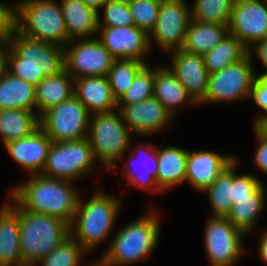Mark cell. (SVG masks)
<instances>
[{
	"label": "cell",
	"instance_id": "ba28073f",
	"mask_svg": "<svg viewBox=\"0 0 267 266\" xmlns=\"http://www.w3.org/2000/svg\"><path fill=\"white\" fill-rule=\"evenodd\" d=\"M90 114L72 95L39 116V127L52 142H67L87 138Z\"/></svg>",
	"mask_w": 267,
	"mask_h": 266
},
{
	"label": "cell",
	"instance_id": "d4e9b609",
	"mask_svg": "<svg viewBox=\"0 0 267 266\" xmlns=\"http://www.w3.org/2000/svg\"><path fill=\"white\" fill-rule=\"evenodd\" d=\"M73 80L64 69L56 75L45 77L35 86L36 109L40 115L74 95Z\"/></svg>",
	"mask_w": 267,
	"mask_h": 266
},
{
	"label": "cell",
	"instance_id": "ffe728a7",
	"mask_svg": "<svg viewBox=\"0 0 267 266\" xmlns=\"http://www.w3.org/2000/svg\"><path fill=\"white\" fill-rule=\"evenodd\" d=\"M74 83V95L90 115L108 113L118 107L107 77H80Z\"/></svg>",
	"mask_w": 267,
	"mask_h": 266
},
{
	"label": "cell",
	"instance_id": "ab89813d",
	"mask_svg": "<svg viewBox=\"0 0 267 266\" xmlns=\"http://www.w3.org/2000/svg\"><path fill=\"white\" fill-rule=\"evenodd\" d=\"M16 31V6H7L0 2V45L10 43Z\"/></svg>",
	"mask_w": 267,
	"mask_h": 266
},
{
	"label": "cell",
	"instance_id": "60d3db41",
	"mask_svg": "<svg viewBox=\"0 0 267 266\" xmlns=\"http://www.w3.org/2000/svg\"><path fill=\"white\" fill-rule=\"evenodd\" d=\"M249 98L267 113V75L256 76Z\"/></svg>",
	"mask_w": 267,
	"mask_h": 266
},
{
	"label": "cell",
	"instance_id": "d6a6232c",
	"mask_svg": "<svg viewBox=\"0 0 267 266\" xmlns=\"http://www.w3.org/2000/svg\"><path fill=\"white\" fill-rule=\"evenodd\" d=\"M235 0H196L191 9L195 21L229 25Z\"/></svg>",
	"mask_w": 267,
	"mask_h": 266
},
{
	"label": "cell",
	"instance_id": "83f0119b",
	"mask_svg": "<svg viewBox=\"0 0 267 266\" xmlns=\"http://www.w3.org/2000/svg\"><path fill=\"white\" fill-rule=\"evenodd\" d=\"M39 128V117L25 109L0 110V135L3 144L22 139Z\"/></svg>",
	"mask_w": 267,
	"mask_h": 266
},
{
	"label": "cell",
	"instance_id": "7402d4cb",
	"mask_svg": "<svg viewBox=\"0 0 267 266\" xmlns=\"http://www.w3.org/2000/svg\"><path fill=\"white\" fill-rule=\"evenodd\" d=\"M67 30V43L77 38L90 39L98 33L99 12L87 7L81 0H61ZM91 35V36H90Z\"/></svg>",
	"mask_w": 267,
	"mask_h": 266
},
{
	"label": "cell",
	"instance_id": "3957f363",
	"mask_svg": "<svg viewBox=\"0 0 267 266\" xmlns=\"http://www.w3.org/2000/svg\"><path fill=\"white\" fill-rule=\"evenodd\" d=\"M70 235L60 218L28 212L20 207L19 248L25 266H34Z\"/></svg>",
	"mask_w": 267,
	"mask_h": 266
},
{
	"label": "cell",
	"instance_id": "52a82bcc",
	"mask_svg": "<svg viewBox=\"0 0 267 266\" xmlns=\"http://www.w3.org/2000/svg\"><path fill=\"white\" fill-rule=\"evenodd\" d=\"M88 131L87 139L95 159H99L107 169L117 168L115 161L129 150L131 142V131L123 122L120 111L90 115Z\"/></svg>",
	"mask_w": 267,
	"mask_h": 266
},
{
	"label": "cell",
	"instance_id": "ac0fdd59",
	"mask_svg": "<svg viewBox=\"0 0 267 266\" xmlns=\"http://www.w3.org/2000/svg\"><path fill=\"white\" fill-rule=\"evenodd\" d=\"M52 140L39 127L32 134L4 145L9 155L32 173L41 174Z\"/></svg>",
	"mask_w": 267,
	"mask_h": 266
},
{
	"label": "cell",
	"instance_id": "5b68a950",
	"mask_svg": "<svg viewBox=\"0 0 267 266\" xmlns=\"http://www.w3.org/2000/svg\"><path fill=\"white\" fill-rule=\"evenodd\" d=\"M120 201L112 195L97 192L86 203L79 198L70 235L89 251L108 237L120 209Z\"/></svg>",
	"mask_w": 267,
	"mask_h": 266
},
{
	"label": "cell",
	"instance_id": "277c9868",
	"mask_svg": "<svg viewBox=\"0 0 267 266\" xmlns=\"http://www.w3.org/2000/svg\"><path fill=\"white\" fill-rule=\"evenodd\" d=\"M157 218L150 212L121 229L107 252L91 266H127L144 259L155 249L160 236Z\"/></svg>",
	"mask_w": 267,
	"mask_h": 266
},
{
	"label": "cell",
	"instance_id": "d590c367",
	"mask_svg": "<svg viewBox=\"0 0 267 266\" xmlns=\"http://www.w3.org/2000/svg\"><path fill=\"white\" fill-rule=\"evenodd\" d=\"M154 96V70L148 64L136 75L128 91L117 102L119 105H131Z\"/></svg>",
	"mask_w": 267,
	"mask_h": 266
},
{
	"label": "cell",
	"instance_id": "7bdbcfd3",
	"mask_svg": "<svg viewBox=\"0 0 267 266\" xmlns=\"http://www.w3.org/2000/svg\"><path fill=\"white\" fill-rule=\"evenodd\" d=\"M253 47H254V49L253 48L249 49V53L251 55L253 53H256L257 56L259 57V59L264 64V66H266V70H267V38L260 41V42H257ZM253 50H254V52H253ZM260 75H267V71L260 74Z\"/></svg>",
	"mask_w": 267,
	"mask_h": 266
},
{
	"label": "cell",
	"instance_id": "e575fe53",
	"mask_svg": "<svg viewBox=\"0 0 267 266\" xmlns=\"http://www.w3.org/2000/svg\"><path fill=\"white\" fill-rule=\"evenodd\" d=\"M84 252H87L71 235L43 257L41 266H78Z\"/></svg>",
	"mask_w": 267,
	"mask_h": 266
},
{
	"label": "cell",
	"instance_id": "f35d334b",
	"mask_svg": "<svg viewBox=\"0 0 267 266\" xmlns=\"http://www.w3.org/2000/svg\"><path fill=\"white\" fill-rule=\"evenodd\" d=\"M237 165L238 162L235 160L233 162V203L238 199L251 198V194L262 184L261 180L251 174L237 176L235 174Z\"/></svg>",
	"mask_w": 267,
	"mask_h": 266
},
{
	"label": "cell",
	"instance_id": "603a6c76",
	"mask_svg": "<svg viewBox=\"0 0 267 266\" xmlns=\"http://www.w3.org/2000/svg\"><path fill=\"white\" fill-rule=\"evenodd\" d=\"M154 97L159 100L172 118L175 115V107H181L185 103L187 105L197 104L166 66L154 69Z\"/></svg>",
	"mask_w": 267,
	"mask_h": 266
},
{
	"label": "cell",
	"instance_id": "8d00e7d4",
	"mask_svg": "<svg viewBox=\"0 0 267 266\" xmlns=\"http://www.w3.org/2000/svg\"><path fill=\"white\" fill-rule=\"evenodd\" d=\"M135 26L148 35L154 29L162 0H127Z\"/></svg>",
	"mask_w": 267,
	"mask_h": 266
},
{
	"label": "cell",
	"instance_id": "4fadbf2b",
	"mask_svg": "<svg viewBox=\"0 0 267 266\" xmlns=\"http://www.w3.org/2000/svg\"><path fill=\"white\" fill-rule=\"evenodd\" d=\"M190 21L191 10L184 0H162L156 25L149 35L168 53L182 49Z\"/></svg>",
	"mask_w": 267,
	"mask_h": 266
},
{
	"label": "cell",
	"instance_id": "30bf717a",
	"mask_svg": "<svg viewBox=\"0 0 267 266\" xmlns=\"http://www.w3.org/2000/svg\"><path fill=\"white\" fill-rule=\"evenodd\" d=\"M252 55L249 53L241 61L209 74L208 87L201 104L247 99L255 82L252 67Z\"/></svg>",
	"mask_w": 267,
	"mask_h": 266
},
{
	"label": "cell",
	"instance_id": "1f68e13d",
	"mask_svg": "<svg viewBox=\"0 0 267 266\" xmlns=\"http://www.w3.org/2000/svg\"><path fill=\"white\" fill-rule=\"evenodd\" d=\"M203 192L209 195L213 216L226 217L233 206V163Z\"/></svg>",
	"mask_w": 267,
	"mask_h": 266
},
{
	"label": "cell",
	"instance_id": "cb8c5ba5",
	"mask_svg": "<svg viewBox=\"0 0 267 266\" xmlns=\"http://www.w3.org/2000/svg\"><path fill=\"white\" fill-rule=\"evenodd\" d=\"M157 185L165 190L186 181L188 151L175 146L157 149Z\"/></svg>",
	"mask_w": 267,
	"mask_h": 266
},
{
	"label": "cell",
	"instance_id": "6da1fadb",
	"mask_svg": "<svg viewBox=\"0 0 267 266\" xmlns=\"http://www.w3.org/2000/svg\"><path fill=\"white\" fill-rule=\"evenodd\" d=\"M71 182L32 175L27 182L13 188L11 196L25 211L57 217L71 225L80 198Z\"/></svg>",
	"mask_w": 267,
	"mask_h": 266
},
{
	"label": "cell",
	"instance_id": "4316f807",
	"mask_svg": "<svg viewBox=\"0 0 267 266\" xmlns=\"http://www.w3.org/2000/svg\"><path fill=\"white\" fill-rule=\"evenodd\" d=\"M36 109L35 85L19 79L8 71L0 79V110Z\"/></svg>",
	"mask_w": 267,
	"mask_h": 266
},
{
	"label": "cell",
	"instance_id": "bcb514c9",
	"mask_svg": "<svg viewBox=\"0 0 267 266\" xmlns=\"http://www.w3.org/2000/svg\"><path fill=\"white\" fill-rule=\"evenodd\" d=\"M259 255L262 260L267 264V230L262 234L260 240Z\"/></svg>",
	"mask_w": 267,
	"mask_h": 266
},
{
	"label": "cell",
	"instance_id": "9a60e30c",
	"mask_svg": "<svg viewBox=\"0 0 267 266\" xmlns=\"http://www.w3.org/2000/svg\"><path fill=\"white\" fill-rule=\"evenodd\" d=\"M99 41L114 59H136L142 62L150 51V36L142 29L131 26L99 27Z\"/></svg>",
	"mask_w": 267,
	"mask_h": 266
},
{
	"label": "cell",
	"instance_id": "7dc6e473",
	"mask_svg": "<svg viewBox=\"0 0 267 266\" xmlns=\"http://www.w3.org/2000/svg\"><path fill=\"white\" fill-rule=\"evenodd\" d=\"M87 7H90L97 12L98 10L103 7V5L108 1V0H81Z\"/></svg>",
	"mask_w": 267,
	"mask_h": 266
},
{
	"label": "cell",
	"instance_id": "2e32d148",
	"mask_svg": "<svg viewBox=\"0 0 267 266\" xmlns=\"http://www.w3.org/2000/svg\"><path fill=\"white\" fill-rule=\"evenodd\" d=\"M172 67L169 68L187 93L199 104L206 95L209 72L201 55L183 49L172 51Z\"/></svg>",
	"mask_w": 267,
	"mask_h": 266
},
{
	"label": "cell",
	"instance_id": "4dcf8cb0",
	"mask_svg": "<svg viewBox=\"0 0 267 266\" xmlns=\"http://www.w3.org/2000/svg\"><path fill=\"white\" fill-rule=\"evenodd\" d=\"M146 62L136 59H114L107 74L113 96L118 102L128 91L136 75L146 66Z\"/></svg>",
	"mask_w": 267,
	"mask_h": 266
},
{
	"label": "cell",
	"instance_id": "d6986e66",
	"mask_svg": "<svg viewBox=\"0 0 267 266\" xmlns=\"http://www.w3.org/2000/svg\"><path fill=\"white\" fill-rule=\"evenodd\" d=\"M235 160V157L212 151H188L186 181L198 191H204Z\"/></svg>",
	"mask_w": 267,
	"mask_h": 266
},
{
	"label": "cell",
	"instance_id": "9c48e42d",
	"mask_svg": "<svg viewBox=\"0 0 267 266\" xmlns=\"http://www.w3.org/2000/svg\"><path fill=\"white\" fill-rule=\"evenodd\" d=\"M94 161V153L87 138L52 142L40 175L73 182L89 172Z\"/></svg>",
	"mask_w": 267,
	"mask_h": 266
},
{
	"label": "cell",
	"instance_id": "5bb4252c",
	"mask_svg": "<svg viewBox=\"0 0 267 266\" xmlns=\"http://www.w3.org/2000/svg\"><path fill=\"white\" fill-rule=\"evenodd\" d=\"M263 1L235 0L233 4L229 33L248 49L267 38V0Z\"/></svg>",
	"mask_w": 267,
	"mask_h": 266
},
{
	"label": "cell",
	"instance_id": "74e56055",
	"mask_svg": "<svg viewBox=\"0 0 267 266\" xmlns=\"http://www.w3.org/2000/svg\"><path fill=\"white\" fill-rule=\"evenodd\" d=\"M104 8V21L102 25L99 15V27H121L135 25L127 0H108Z\"/></svg>",
	"mask_w": 267,
	"mask_h": 266
},
{
	"label": "cell",
	"instance_id": "e0dca14e",
	"mask_svg": "<svg viewBox=\"0 0 267 266\" xmlns=\"http://www.w3.org/2000/svg\"><path fill=\"white\" fill-rule=\"evenodd\" d=\"M128 129L141 135L160 131L172 120L171 115L154 96L131 105L117 107Z\"/></svg>",
	"mask_w": 267,
	"mask_h": 266
},
{
	"label": "cell",
	"instance_id": "f546056e",
	"mask_svg": "<svg viewBox=\"0 0 267 266\" xmlns=\"http://www.w3.org/2000/svg\"><path fill=\"white\" fill-rule=\"evenodd\" d=\"M248 54L249 49L237 37L229 33L203 58L209 74H212L241 61Z\"/></svg>",
	"mask_w": 267,
	"mask_h": 266
},
{
	"label": "cell",
	"instance_id": "836d02e7",
	"mask_svg": "<svg viewBox=\"0 0 267 266\" xmlns=\"http://www.w3.org/2000/svg\"><path fill=\"white\" fill-rule=\"evenodd\" d=\"M139 149L144 151L143 153H145V156L151 158V161H152V164L150 163L151 166L148 167L149 164L145 163V160H144V163L141 162L142 165L144 166L142 168L143 169L145 168L143 171V175L140 173H136V172H138L136 170H132V169L130 170L129 169L126 172L124 171V177L125 178L127 177V179L130 180L129 182L132 183L133 185L139 186L145 190L149 189V191H154V190L157 192L161 191L157 185V172H158L157 150H155L154 146L149 145V144H147L145 148H138V149L135 148L134 151H136V153L139 152L138 156L136 155V158L134 160L136 162L138 160H141L140 159L141 158V155H140L141 150H139ZM130 162H131V164H133L132 161H130ZM130 166L133 167V165H130Z\"/></svg>",
	"mask_w": 267,
	"mask_h": 266
},
{
	"label": "cell",
	"instance_id": "8fae6325",
	"mask_svg": "<svg viewBox=\"0 0 267 266\" xmlns=\"http://www.w3.org/2000/svg\"><path fill=\"white\" fill-rule=\"evenodd\" d=\"M77 42L69 41L64 46L65 70L73 79L88 76L107 77L114 58L99 39L93 37Z\"/></svg>",
	"mask_w": 267,
	"mask_h": 266
},
{
	"label": "cell",
	"instance_id": "f1b7e54d",
	"mask_svg": "<svg viewBox=\"0 0 267 266\" xmlns=\"http://www.w3.org/2000/svg\"><path fill=\"white\" fill-rule=\"evenodd\" d=\"M265 190L261 184L252 194L251 198L235 200L226 218L241 232L247 234L255 226L259 214L264 209Z\"/></svg>",
	"mask_w": 267,
	"mask_h": 266
},
{
	"label": "cell",
	"instance_id": "44dd1931",
	"mask_svg": "<svg viewBox=\"0 0 267 266\" xmlns=\"http://www.w3.org/2000/svg\"><path fill=\"white\" fill-rule=\"evenodd\" d=\"M13 202L0 210V266H25L19 248L20 206Z\"/></svg>",
	"mask_w": 267,
	"mask_h": 266
},
{
	"label": "cell",
	"instance_id": "484cf974",
	"mask_svg": "<svg viewBox=\"0 0 267 266\" xmlns=\"http://www.w3.org/2000/svg\"><path fill=\"white\" fill-rule=\"evenodd\" d=\"M228 34V25L205 23L191 19L182 49L204 56Z\"/></svg>",
	"mask_w": 267,
	"mask_h": 266
},
{
	"label": "cell",
	"instance_id": "b9f144b4",
	"mask_svg": "<svg viewBox=\"0 0 267 266\" xmlns=\"http://www.w3.org/2000/svg\"><path fill=\"white\" fill-rule=\"evenodd\" d=\"M254 131L259 145L255 152L254 162L257 167L267 173V137L263 136L255 128Z\"/></svg>",
	"mask_w": 267,
	"mask_h": 266
},
{
	"label": "cell",
	"instance_id": "7a4b0ae2",
	"mask_svg": "<svg viewBox=\"0 0 267 266\" xmlns=\"http://www.w3.org/2000/svg\"><path fill=\"white\" fill-rule=\"evenodd\" d=\"M8 45L7 71L35 86L65 69L63 46L29 38L17 30Z\"/></svg>",
	"mask_w": 267,
	"mask_h": 266
},
{
	"label": "cell",
	"instance_id": "f6af8a7d",
	"mask_svg": "<svg viewBox=\"0 0 267 266\" xmlns=\"http://www.w3.org/2000/svg\"><path fill=\"white\" fill-rule=\"evenodd\" d=\"M254 122L253 127L263 136L267 137V113L264 115L261 114Z\"/></svg>",
	"mask_w": 267,
	"mask_h": 266
},
{
	"label": "cell",
	"instance_id": "7c38bea8",
	"mask_svg": "<svg viewBox=\"0 0 267 266\" xmlns=\"http://www.w3.org/2000/svg\"><path fill=\"white\" fill-rule=\"evenodd\" d=\"M205 227V248L211 266H234L244 252L242 236L226 217L212 216Z\"/></svg>",
	"mask_w": 267,
	"mask_h": 266
},
{
	"label": "cell",
	"instance_id": "ee69618b",
	"mask_svg": "<svg viewBox=\"0 0 267 266\" xmlns=\"http://www.w3.org/2000/svg\"><path fill=\"white\" fill-rule=\"evenodd\" d=\"M6 48V49H4ZM8 48V49H7ZM9 45H0V79L7 72Z\"/></svg>",
	"mask_w": 267,
	"mask_h": 266
},
{
	"label": "cell",
	"instance_id": "8992f818",
	"mask_svg": "<svg viewBox=\"0 0 267 266\" xmlns=\"http://www.w3.org/2000/svg\"><path fill=\"white\" fill-rule=\"evenodd\" d=\"M16 6V30L32 39L65 46L67 30L61 4L54 0H24Z\"/></svg>",
	"mask_w": 267,
	"mask_h": 266
}]
</instances>
